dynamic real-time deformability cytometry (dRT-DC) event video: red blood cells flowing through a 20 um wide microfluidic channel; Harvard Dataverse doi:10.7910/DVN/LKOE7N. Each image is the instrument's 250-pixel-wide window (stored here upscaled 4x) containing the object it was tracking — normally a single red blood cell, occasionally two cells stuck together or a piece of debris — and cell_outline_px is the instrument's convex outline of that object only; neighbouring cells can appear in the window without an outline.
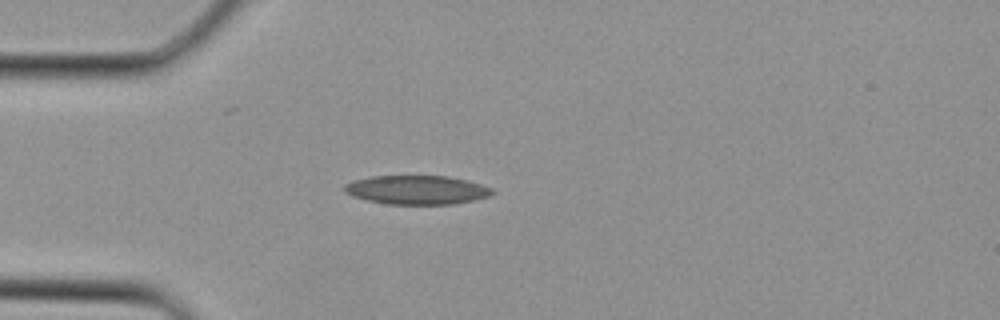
{"species": "Egyptian fruit bat (a non-hibernating species)", "species_latin": "Rousettus aegyptiacus", "temperature_condition": "cold", "stored_images_in_passage": 2, "camera_frame_rate_fps": 3000, "um_per_image_px": 0.085, "animal": {"sex": "female"}, "frame": {"image": 1, "passage_image": 2, "time_ms": 0.333, "image_size_px": [1000, 320], "cell_outline_px": [[496, 192], [488, 196], [476, 200], [452, 204], [384, 204], [352, 196], [344, 192], [344, 184], [352, 180], [372, 176], [448, 176], [468, 180], [492, 188]], "centroid_in_image_um": [35.42, 16.14], "position_along_channel_um": 49.6, "area_um2": 25.09}}